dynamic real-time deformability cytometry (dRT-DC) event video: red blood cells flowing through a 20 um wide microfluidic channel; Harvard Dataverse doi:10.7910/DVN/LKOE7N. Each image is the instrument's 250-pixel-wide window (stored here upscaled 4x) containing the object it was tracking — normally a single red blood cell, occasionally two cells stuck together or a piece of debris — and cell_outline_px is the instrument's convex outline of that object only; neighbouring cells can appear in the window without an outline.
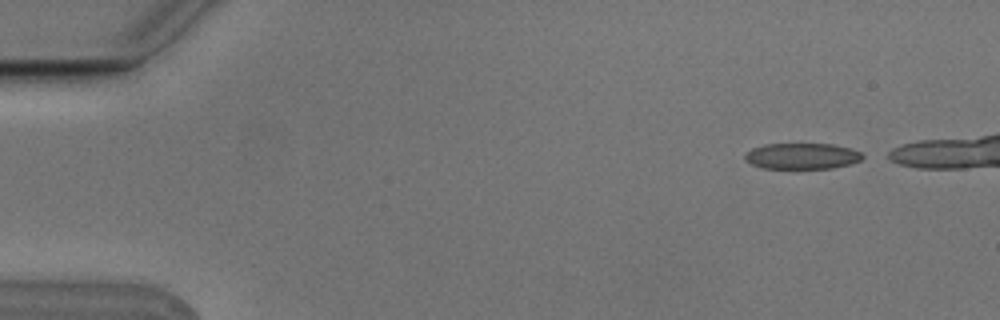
{"species": "Egyptian fruit bat (a non-hibernating species)", "species_latin": "Rousettus aegyptiacus", "temperature_condition": "cold", "stored_images_in_passage": 6, "camera_frame_rate_fps": 3000, "um_per_image_px": 0.085, "animal": {"sex": "male"}, "frame": {"image": 1, "passage_image": 1, "time_ms": 0.0, "image_size_px": [1000, 320], "cell_outline_px": [[864, 156], [860, 160], [848, 164], [832, 168], [764, 168], [752, 164], [744, 160], [744, 156], [752, 148], [764, 144], [832, 144], [848, 148], [860, 152]], "centroid_in_image_um": [68.14, 13.26], "position_along_channel_um": 16.9, "area_um2": 17.57}}